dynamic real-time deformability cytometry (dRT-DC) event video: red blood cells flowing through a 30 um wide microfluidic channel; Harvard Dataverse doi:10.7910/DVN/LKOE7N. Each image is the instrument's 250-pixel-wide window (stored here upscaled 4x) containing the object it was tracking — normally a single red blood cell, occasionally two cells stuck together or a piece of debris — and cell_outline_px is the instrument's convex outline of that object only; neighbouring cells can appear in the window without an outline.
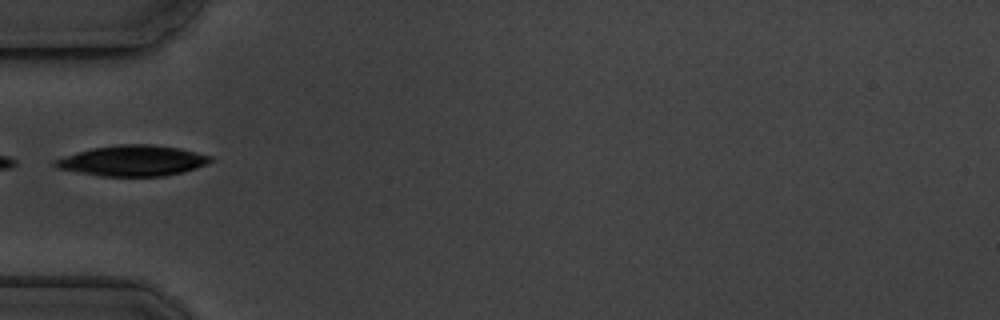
{"species": "common noctule bat (a hibernating species)", "species_latin": "Nyctalus noctula", "temperature_condition": "cold", "stored_images_in_passage": 16, "camera_frame_rate_fps": 3000, "um_per_image_px": 0.085, "animal": {"sex": "male", "body_mass_g": 19.5, "forearm_length_mm": 54.6}, "frame": {"image": 1, "passage_image": 5, "time_ms": 5.333, "image_size_px": [1000, 320], "cell_outline_px": [[216, 160], [208, 164], [196, 168], [164, 176], [100, 176], [56, 168], [52, 164], [52, 160], [76, 152], [92, 148], [120, 144], [152, 144], [180, 148], [212, 156]], "centroid_in_image_um": [11.28, 13.65], "position_along_channel_um": 73.7, "area_um2": 27.92}}
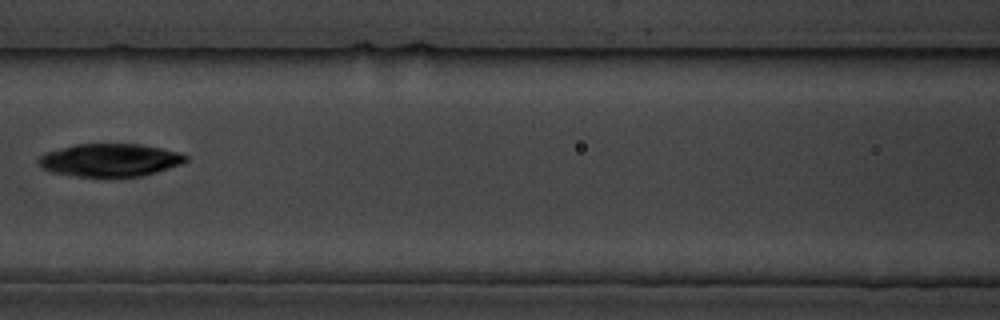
{"frame": {"image": 2, "passage_image": 7, "time_ms": 7.667, "image_size_px": [1000, 320], "cell_outline_px": [[188, 160], [184, 164], [156, 172], [140, 176], [76, 176], [52, 172], [44, 168], [36, 160], [44, 152], [76, 144], [140, 144], [180, 152], [188, 156]], "centroid_in_image_um": [9.38, 13.6], "position_along_channel_um": 157.2, "area_um2": 28.15}}
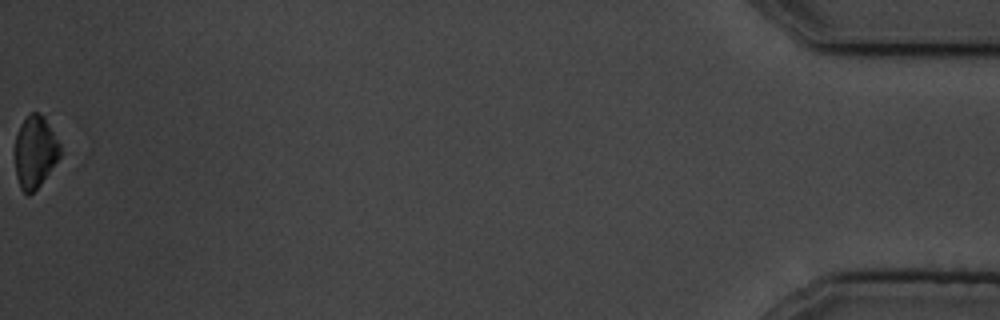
{"frame": {"image": 3, "passage_image": 16, "time_ms": 18.0, "image_size_px": [1000, 320], "cell_outline_px": [[60, 156], [40, 184], [28, 196], [20, 188], [16, 176], [16, 136], [20, 124], [28, 112], [36, 112], [44, 116], [60, 144]], "centroid_in_image_um": [2.97, 12.88], "position_along_channel_um": 432.2, "area_um2": 18.73}, "authors_computed_cell_mechanics": {"area_um2": 29.6225, "velocity_mm_per_s": 3.5739, "shape_relaxation_time_tau1_ms": 1.1029, "shape_relaxation_time_tau2_ms": null, "deformation_change_tau1": 0.0354, "deformation_change_tau2": null}}